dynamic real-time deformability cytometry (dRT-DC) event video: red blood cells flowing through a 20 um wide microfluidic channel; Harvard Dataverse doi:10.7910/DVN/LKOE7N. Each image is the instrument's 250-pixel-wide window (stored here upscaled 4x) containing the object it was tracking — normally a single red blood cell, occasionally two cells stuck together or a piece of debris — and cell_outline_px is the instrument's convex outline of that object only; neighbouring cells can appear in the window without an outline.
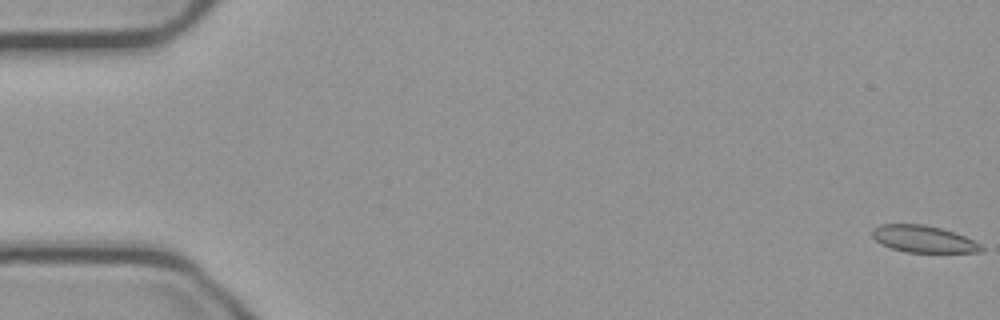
{"species": "common noctule bat (a hibernating species)", "species_latin": "Nyctalus noctula", "temperature_condition": "cold", "stored_images_in_passage": 56, "camera_frame_rate_fps": 3000, "um_per_image_px": 0.085, "animal": {"sex": "male", "body_mass_g": 23.1, "forearm_length_mm": 52.7}, "frame": {"image": 1, "passage_image": 1, "time_ms": 0.0, "image_size_px": [1000, 320], "cell_outline_px": [[984, 252], [904, 252], [880, 244], [872, 236], [872, 228], [880, 224], [924, 224], [940, 228], [964, 236], [980, 244], [984, 248]], "centroid_in_image_um": [78.46, 20.32], "position_along_channel_um": 6.5, "area_um2": 17.05}}
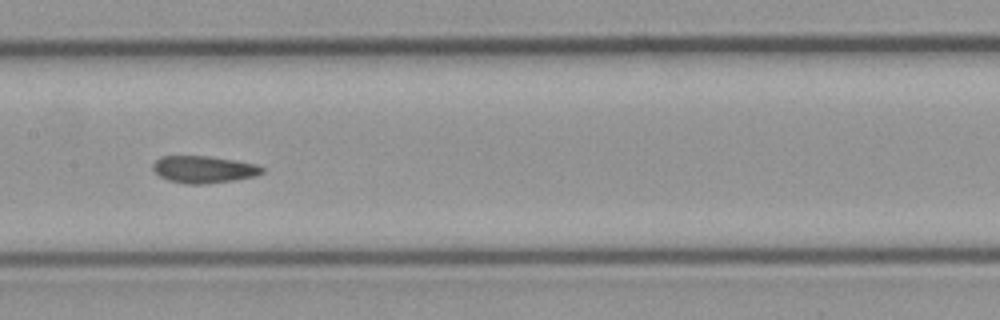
{"frame": {"image": 2, "passage_image": 28, "time_ms": 9.0, "image_size_px": [1000, 320], "cell_outline_px": [[264, 172], [256, 176], [236, 180], [204, 184], [184, 184], [168, 180], [160, 176], [152, 168], [152, 164], [160, 156], [212, 156], [236, 160], [256, 164], [264, 168]], "centroid_in_image_um": [17.33, 14.4], "position_along_channel_um": 190.1, "area_um2": 17.46}}
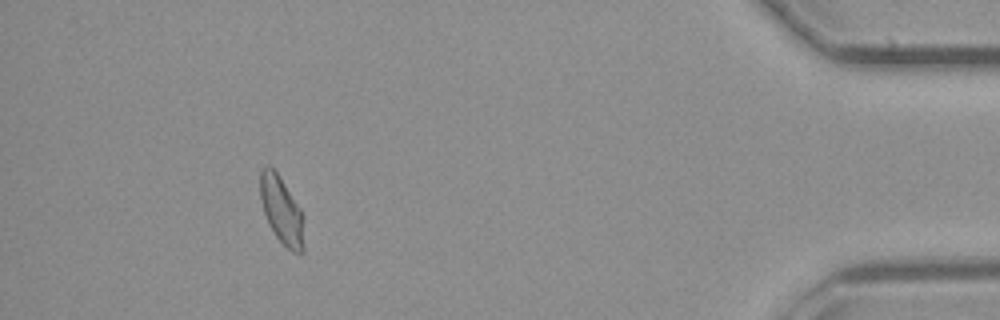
{"frame": {"image": 3, "passage_image": 51, "time_ms": 16.667, "image_size_px": [1000, 320], "cell_outline_px": [[304, 252], [300, 256], [292, 252], [276, 236], [264, 212], [260, 196], [260, 168], [268, 164], [276, 172], [300, 208], [304, 248]], "centroid_in_image_um": [23.92, 17.88], "position_along_channel_um": 411.3, "area_um2": 16.7}, "authors_computed_cell_mechanics": {"area_um2": 17.5423, "velocity_mm_per_s": 3.7247, "shape_relaxation_time_tau1_ms": 8.7321, "shape_relaxation_time_tau2_ms": 1.1015, "deformation_change_tau1": 0.1464, "deformation_change_tau2": 0.0679}}